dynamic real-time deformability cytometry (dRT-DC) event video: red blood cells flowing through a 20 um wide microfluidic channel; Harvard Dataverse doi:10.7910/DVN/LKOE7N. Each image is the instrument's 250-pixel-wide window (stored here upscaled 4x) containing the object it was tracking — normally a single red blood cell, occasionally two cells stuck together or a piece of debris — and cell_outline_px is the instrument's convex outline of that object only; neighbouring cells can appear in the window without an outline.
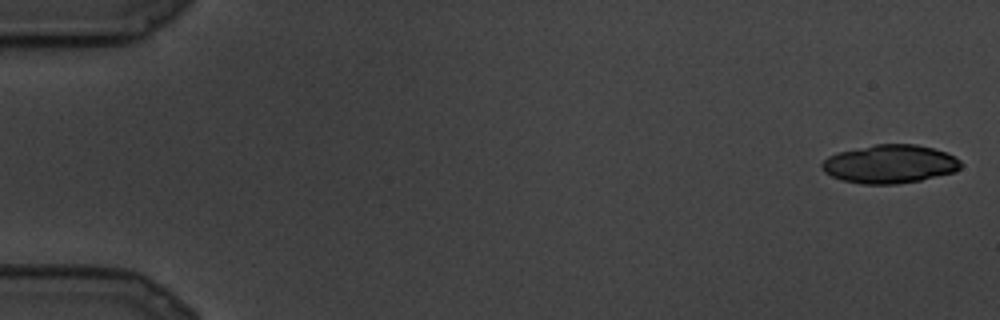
{"species": "common noctule bat (a hibernating species)", "species_latin": "Nyctalus noctula", "temperature_condition": "cold", "stored_images_in_passage": 8, "camera_frame_rate_fps": 3000, "um_per_image_px": 0.085, "animal": {"sex": "male", "body_mass_g": 19.5, "forearm_length_mm": 54.6}, "frame": {"image": 1, "passage_image": 1, "time_ms": 0.0, "image_size_px": [1000, 320], "cell_outline_px": [[964, 164], [956, 172], [920, 180], [896, 184], [860, 184], [840, 180], [824, 172], [820, 168], [820, 164], [828, 156], [840, 152], [876, 144], [916, 144], [932, 148], [956, 156]], "centroid_in_image_um": [75.64, 13.95], "position_along_channel_um": 9.4, "area_um2": 31.27}}